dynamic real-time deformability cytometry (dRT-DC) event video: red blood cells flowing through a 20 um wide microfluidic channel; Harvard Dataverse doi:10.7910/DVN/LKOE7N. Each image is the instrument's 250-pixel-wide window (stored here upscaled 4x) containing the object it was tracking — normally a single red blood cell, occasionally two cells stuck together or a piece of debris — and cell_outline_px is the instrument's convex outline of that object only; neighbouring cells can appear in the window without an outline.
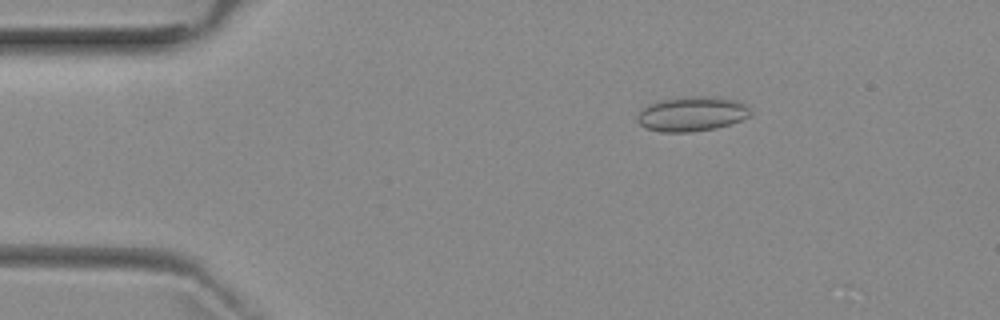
{"species": "common noctule bat (a hibernating species)", "species_latin": "Nyctalus noctula", "temperature_condition": "room temperature", "stored_images_in_passage": 4, "camera_frame_rate_fps": 3000, "um_per_image_px": 0.085, "animal": {"sex": "female", "body_mass_g": 29.2, "forearm_length_mm": 56.3}, "frame": {"image": 1, "passage_image": 2, "time_ms": 1.0, "image_size_px": [1000, 320], "cell_outline_px": [[752, 112], [748, 116], [740, 120], [716, 128], [692, 132], [660, 132], [644, 128], [636, 120], [636, 116], [648, 104], [656, 100], [684, 96], [720, 96], [736, 100], [748, 104]], "centroid_in_image_um": [58.8, 9.66], "position_along_channel_um": 26.2, "area_um2": 23.35}}